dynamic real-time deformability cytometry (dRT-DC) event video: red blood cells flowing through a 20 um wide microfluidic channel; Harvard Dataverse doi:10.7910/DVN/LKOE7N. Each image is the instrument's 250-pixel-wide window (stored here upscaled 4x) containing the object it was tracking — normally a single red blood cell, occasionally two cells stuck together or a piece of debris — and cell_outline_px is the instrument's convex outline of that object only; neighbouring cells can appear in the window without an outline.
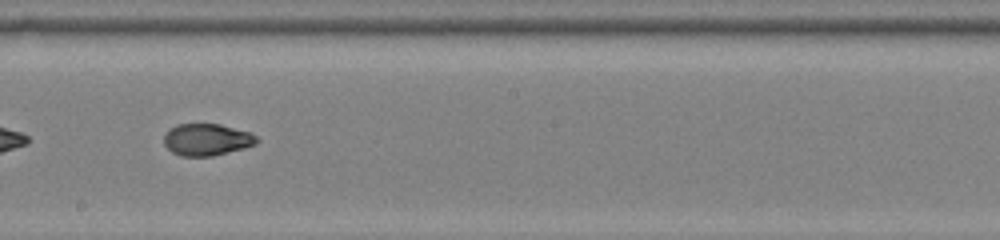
{"species": "common noctule bat (a hibernating species)", "species_latin": "Nyctalus noctula", "temperature_condition": "room temperature", "stored_images_in_passage": 20, "camera_frame_rate_fps": 3000, "um_per_image_px": 0.085, "animal": {"sex": "female", "body_mass_g": 22.0, "forearm_length_mm": 56.7}, "frame": {"image": 1, "passage_image": 17, "time_ms": 5.333, "image_size_px": [1000, 240], "cell_outline_px": [[260, 140], [256, 144], [244, 148], [212, 156], [180, 156], [172, 152], [164, 144], [164, 136], [168, 128], [176, 124], [220, 124], [252, 132]], "centroid_in_image_um": [17.59, 11.86], "position_along_channel_um": 230.6, "area_um2": 17.46}}